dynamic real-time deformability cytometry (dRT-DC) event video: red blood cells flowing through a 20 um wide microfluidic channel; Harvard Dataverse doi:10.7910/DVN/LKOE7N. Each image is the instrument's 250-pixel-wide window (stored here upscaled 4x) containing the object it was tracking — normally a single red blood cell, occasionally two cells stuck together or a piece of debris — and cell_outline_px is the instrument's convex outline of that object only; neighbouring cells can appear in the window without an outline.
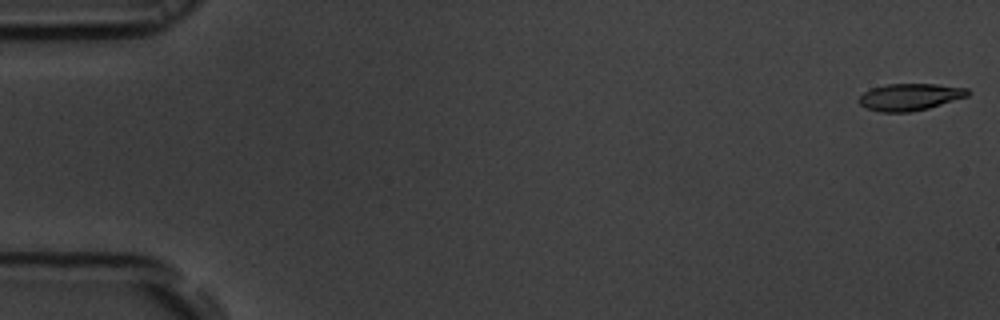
{"species": "common noctule bat (a hibernating species)", "species_latin": "Nyctalus noctula", "temperature_condition": "room temperature", "stored_images_in_passage": 56, "camera_frame_rate_fps": 3000, "um_per_image_px": 0.085, "animal": {"sex": "male", "body_mass_g": 19.5, "forearm_length_mm": 54.6}, "frame": {"image": 1, "passage_image": 1, "time_ms": 0.0, "image_size_px": [1000, 320], "cell_outline_px": [[972, 92], [968, 96], [928, 108], [912, 112], [880, 112], [868, 108], [860, 104], [856, 100], [864, 92], [872, 88], [884, 84], [936, 84], [968, 88]], "centroid_in_image_um": [77.35, 8.23], "position_along_channel_um": 7.7, "area_um2": 17.17}}
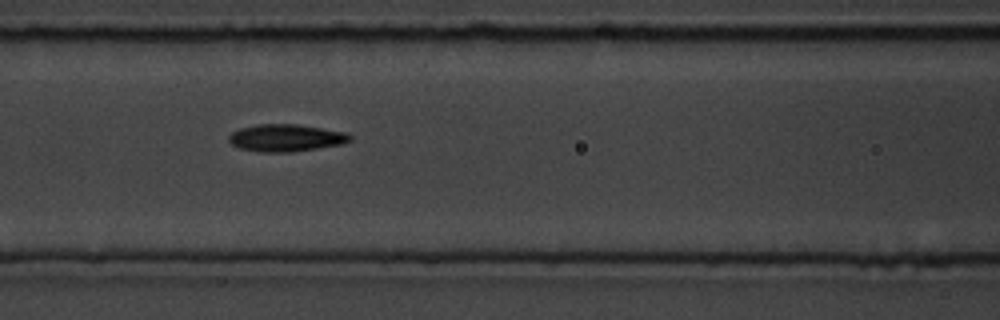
{"frame": {"image": 2, "passage_image": 24, "time_ms": 7.667, "image_size_px": [1000, 320], "cell_outline_px": [[352, 140], [344, 144], [292, 152], [260, 152], [240, 148], [232, 144], [228, 140], [228, 136], [232, 132], [240, 128], [256, 124], [296, 124], [348, 132], [352, 136]], "centroid_in_image_um": [24.34, 11.72], "position_along_channel_um": 142.3, "area_um2": 19.42}}
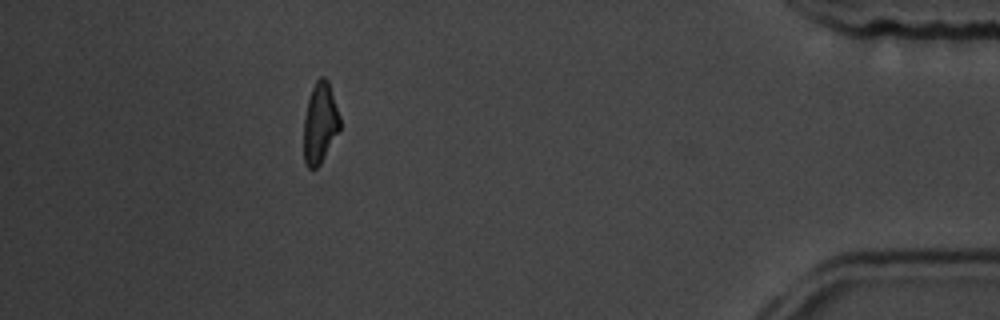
{"frame": {"image": 3, "passage_image": 50, "time_ms": 16.333, "image_size_px": [1000, 320], "cell_outline_px": [[340, 128], [320, 164], [316, 168], [308, 168], [304, 160], [304, 120], [308, 100], [312, 88], [316, 80], [320, 76], [324, 76], [328, 80], [340, 116]], "centroid_in_image_um": [27.2, 10.44], "position_along_channel_um": 408.0, "area_um2": 16.82}, "authors_computed_cell_mechanics": {"area_um2": 17.7446, "velocity_mm_per_s": 3.6805, "shape_relaxation_time_tau1_ms": 2.519, "shape_relaxation_time_tau2_ms": 3.4843, "deformation_change_tau1": 0.1696, "deformation_change_tau2": 0.1302}}